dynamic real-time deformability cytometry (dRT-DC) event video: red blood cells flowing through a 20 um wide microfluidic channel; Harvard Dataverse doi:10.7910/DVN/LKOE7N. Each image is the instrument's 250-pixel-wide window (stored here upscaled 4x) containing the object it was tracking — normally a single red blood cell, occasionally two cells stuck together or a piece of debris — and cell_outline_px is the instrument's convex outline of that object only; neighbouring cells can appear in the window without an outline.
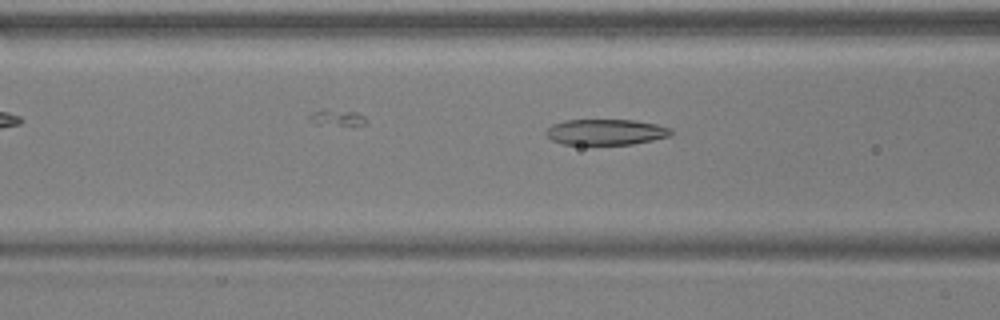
{"species": "common noctule bat (a hibernating species)", "species_latin": "Nyctalus noctula", "temperature_condition": "warm", "stored_images_in_passage": 49, "camera_frame_rate_fps": 3000, "um_per_image_px": 0.085, "animal": {"sex": "male", "body_mass_g": 17.9, "forearm_length_mm": 54.2}, "frame": {"image": 1, "passage_image": 16, "time_ms": 5.0, "image_size_px": [1000, 320], "cell_outline_px": [[672, 136], [632, 144], [564, 144], [552, 140], [544, 132], [552, 124], [564, 120], [632, 120], [656, 124], [672, 128]], "centroid_in_image_um": [51.51, 11.22], "position_along_channel_um": 115.1, "area_um2": 18.73}}
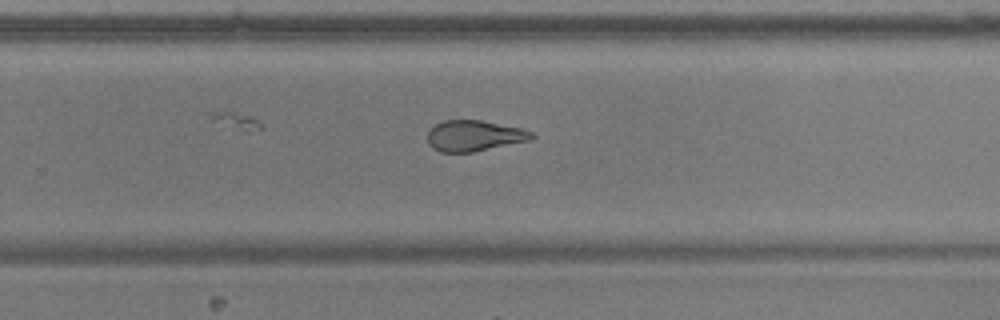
{"frame": {"image": 2, "passage_image": 30, "time_ms": 9.667, "image_size_px": [1000, 320], "cell_outline_px": [[536, 136], [528, 140], [472, 152], [440, 152], [432, 148], [428, 144], [428, 132], [436, 124], [444, 120], [480, 120], [524, 128], [532, 132]], "centroid_in_image_um": [40.3, 11.53], "position_along_channel_um": 289.5, "area_um2": 18.61}}
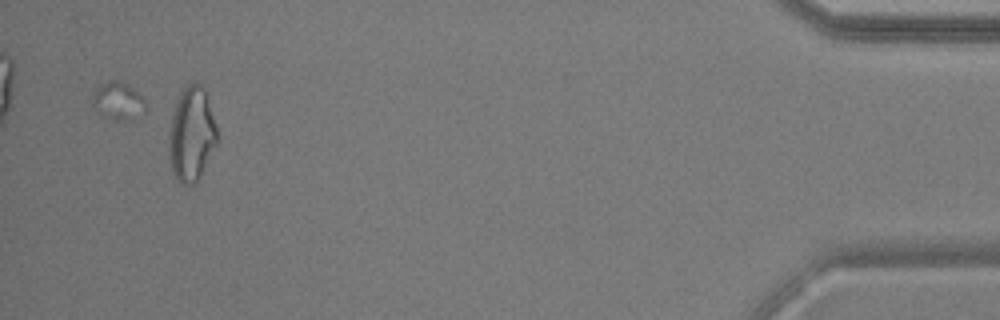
{"frame": {"image": 3, "passage_image": 46, "time_ms": 15.0, "image_size_px": [1000, 320], "cell_outline_px": [[216, 144], [196, 184], [180, 184], [176, 180], [172, 172], [172, 116], [176, 100], [184, 88], [188, 84], [200, 84], [204, 88], [208, 96], [216, 128]], "centroid_in_image_um": [16.32, 11.4], "position_along_channel_um": 418.9, "area_um2": 25.37}, "authors_computed_cell_mechanics": {"area_um2": 20.5768, "velocity_mm_per_s": 3.7384, "shape_relaxation_time_tau1_ms": 7.3611, "shape_relaxation_time_tau2_ms": 1.7447, "deformation_change_tau1": 0.2192, "deformation_change_tau2": 0.1027}}